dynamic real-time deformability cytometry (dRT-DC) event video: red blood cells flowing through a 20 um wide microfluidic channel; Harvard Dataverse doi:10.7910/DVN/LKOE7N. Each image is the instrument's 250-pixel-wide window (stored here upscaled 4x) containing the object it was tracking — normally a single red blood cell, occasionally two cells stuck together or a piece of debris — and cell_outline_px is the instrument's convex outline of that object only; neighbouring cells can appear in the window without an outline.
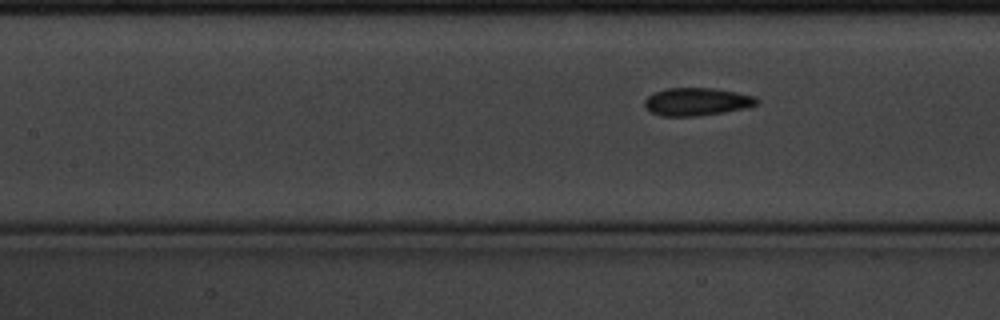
{"species": "common noctule bat (a hibernating species)", "species_latin": "Nyctalus noctula", "temperature_condition": "cold", "stored_images_in_passage": 6, "segment_of_instrument_passage": [2, 2], "camera_frame_rate_fps": 3000, "um_per_image_px": 0.085, "animal": {"sex": "male", "body_mass_g": 20.1, "forearm_length_mm": 53.5}, "frame": {"image": 1, "passage_image": 6, "time_ms": 1.667, "image_size_px": [1000, 320], "cell_outline_px": [[760, 100], [756, 104], [744, 108], [724, 112], [696, 116], [660, 116], [652, 112], [644, 104], [644, 100], [652, 92], [664, 88], [712, 88], [736, 92], [752, 96]], "centroid_in_image_um": [59.18, 8.64], "position_along_channel_um": 148.2, "area_um2": 18.09}}